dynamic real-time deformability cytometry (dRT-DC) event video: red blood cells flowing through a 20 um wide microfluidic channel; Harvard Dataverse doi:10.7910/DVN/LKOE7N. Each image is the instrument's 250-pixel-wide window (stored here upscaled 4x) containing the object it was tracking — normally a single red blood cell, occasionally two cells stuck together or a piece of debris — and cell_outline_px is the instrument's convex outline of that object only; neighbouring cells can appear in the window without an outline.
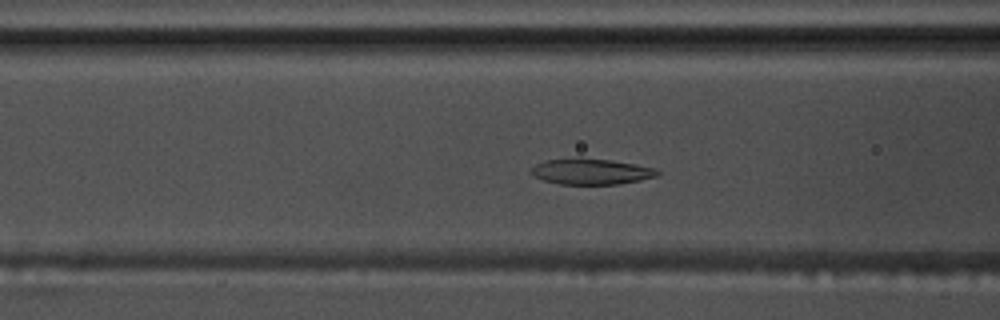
{"species": "common noctule bat (a hibernating species)", "species_latin": "Nyctalus noctula", "temperature_condition": "warm", "stored_images_in_passage": 55, "camera_frame_rate_fps": 3000, "um_per_image_px": 0.085, "animal": {"sex": "male", "body_mass_g": 17.5, "forearm_length_mm": 52.3}, "frame": {"image": 1, "passage_image": 21, "time_ms": 6.667, "image_size_px": [1000, 320], "cell_outline_px": [[660, 172], [656, 176], [640, 180], [620, 184], [560, 184], [544, 180], [532, 176], [528, 172], [536, 164], [544, 160], [580, 156], [612, 160], [636, 164], [656, 168]], "centroid_in_image_um": [50.2, 14.55], "position_along_channel_um": 116.4, "area_um2": 19.48}}
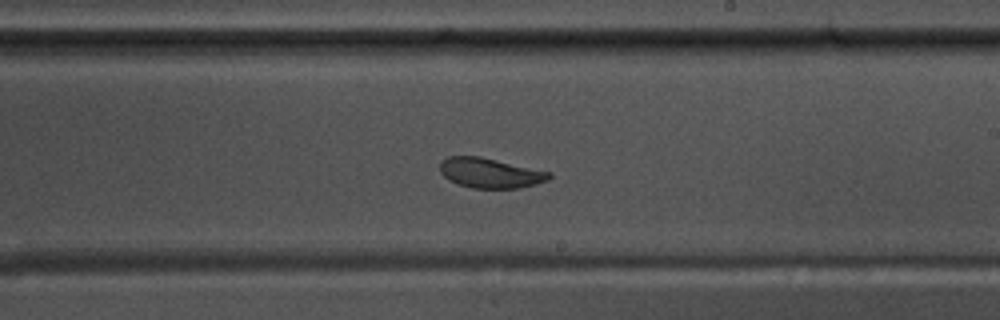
{"frame": {"image": 2, "passage_image": 32, "time_ms": 10.333, "image_size_px": [1000, 320], "cell_outline_px": [[552, 176], [548, 180], [536, 184], [520, 188], [472, 188], [460, 184], [444, 176], [440, 172], [440, 164], [448, 156], [480, 156], [552, 172]], "centroid_in_image_um": [41.71, 14.7], "position_along_channel_um": 247.3, "area_um2": 18.96}}
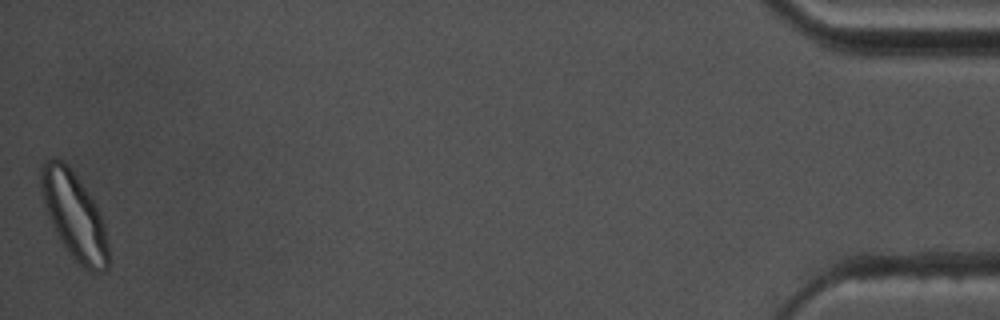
{"frame": {"image": 3, "passage_image": 55, "time_ms": 18.0, "image_size_px": [1000, 320], "cell_outline_px": [[108, 268], [104, 272], [96, 272], [84, 268], [72, 256], [56, 232], [48, 212], [44, 200], [40, 180], [40, 172], [44, 164], [48, 160], [60, 160], [72, 172], [84, 188], [100, 212], [104, 224], [108, 244]], "centroid_in_image_um": [6.35, 18.39], "position_along_channel_um": 428.8, "area_um2": 32.54}, "authors_computed_cell_mechanics": {"area_um2": 20.9236, "velocity_mm_per_s": 3.5874, "shape_relaxation_time_tau1_ms": 2.8871, "shape_relaxation_time_tau2_ms": 1.4147, "deformation_change_tau1": 0.1233, "deformation_change_tau2": 0.0697}}